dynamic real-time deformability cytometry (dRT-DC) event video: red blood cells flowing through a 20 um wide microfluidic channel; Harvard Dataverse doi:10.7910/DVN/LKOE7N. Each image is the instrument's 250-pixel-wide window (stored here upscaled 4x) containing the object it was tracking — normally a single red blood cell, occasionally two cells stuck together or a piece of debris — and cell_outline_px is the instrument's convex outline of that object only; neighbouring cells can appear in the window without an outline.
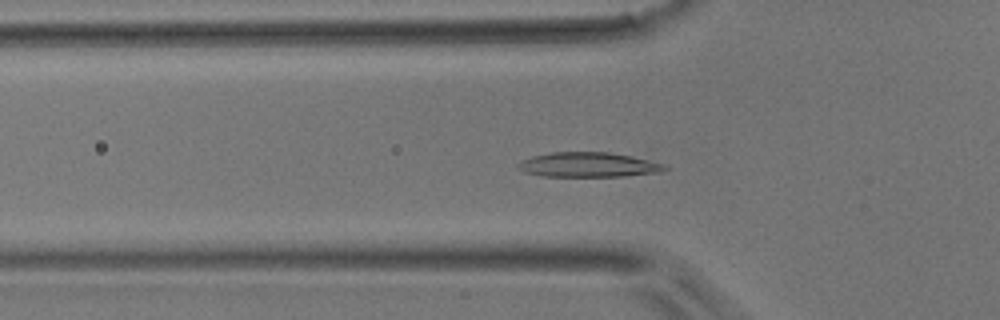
{"species": "common noctule bat (a hibernating species)", "species_latin": "Nyctalus noctula", "temperature_condition": "room temperature", "stored_images_in_passage": 39, "camera_frame_rate_fps": 3000, "um_per_image_px": 0.085, "animal": {"sex": "male", "body_mass_g": 17.9}, "frame": {"image": 1, "passage_image": 6, "time_ms": 1.667, "image_size_px": [1000, 320], "cell_outline_px": [[672, 168], [660, 172], [624, 176], [540, 176], [524, 172], [516, 168], [516, 164], [520, 160], [532, 156], [552, 152], [608, 152], [632, 156], [664, 164]], "centroid_in_image_um": [49.99, 14.0], "position_along_channel_um": 75.8, "area_um2": 21.33}}
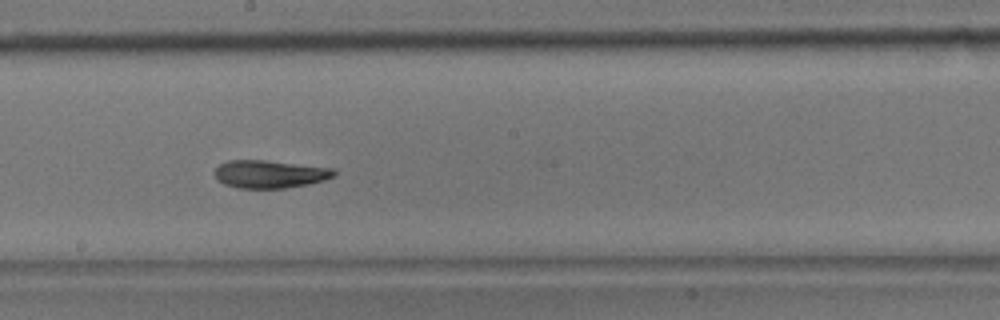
{"frame": {"image": 2, "passage_image": 17, "time_ms": 5.333, "image_size_px": [1000, 320], "cell_outline_px": [[336, 176], [324, 180], [308, 184], [284, 188], [236, 188], [224, 184], [216, 180], [216, 168], [220, 164], [228, 160], [264, 160], [332, 168], [336, 172]], "centroid_in_image_um": [22.92, 14.8], "position_along_channel_um": 225.3, "area_um2": 19.31}}
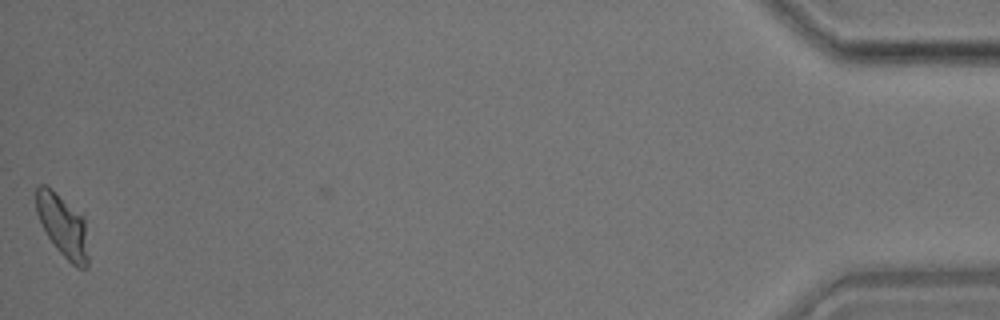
{"frame": {"image": 3, "passage_image": 39, "time_ms": 12.667, "image_size_px": [1000, 320], "cell_outline_px": [[88, 268], [76, 268], [56, 248], [48, 236], [36, 212], [36, 188], [40, 184], [44, 184], [52, 188], [84, 216], [88, 256]], "centroid_in_image_um": [5.35, 19.17], "position_along_channel_um": 429.9, "area_um2": 18.96}}